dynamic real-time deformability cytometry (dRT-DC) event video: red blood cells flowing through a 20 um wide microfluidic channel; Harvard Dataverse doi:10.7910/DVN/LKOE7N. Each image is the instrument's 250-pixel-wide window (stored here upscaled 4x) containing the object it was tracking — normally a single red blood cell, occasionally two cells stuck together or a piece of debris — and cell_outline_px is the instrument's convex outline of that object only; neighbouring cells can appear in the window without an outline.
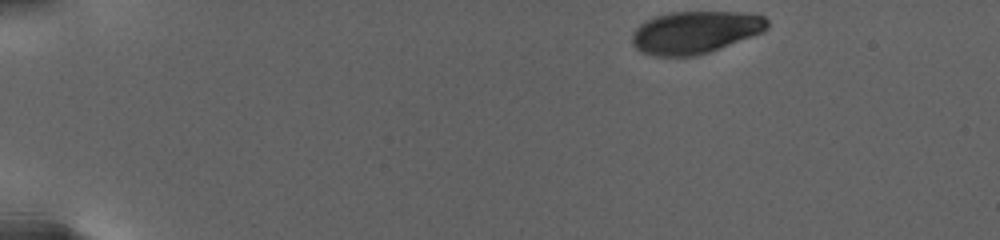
{"species": "human", "species_latin": "Homo sapiens", "temperature_condition": "warm", "stored_images_in_passage": 8, "camera_frame_rate_fps": 3000, "um_per_image_px": 0.085, "donor": {"sex": "female"}, "frame": {"image": 1, "passage_image": 1, "time_ms": 0.0, "image_size_px": [1000, 240], "cell_outline_px": [[768, 28], [764, 32], [720, 48], [696, 56], [656, 56], [644, 52], [636, 48], [632, 44], [632, 32], [644, 20], [668, 12], [756, 12], [764, 16], [768, 20]], "centroid_in_image_um": [59.12, 2.72], "position_along_channel_um": 25.9, "area_um2": 33.7}}
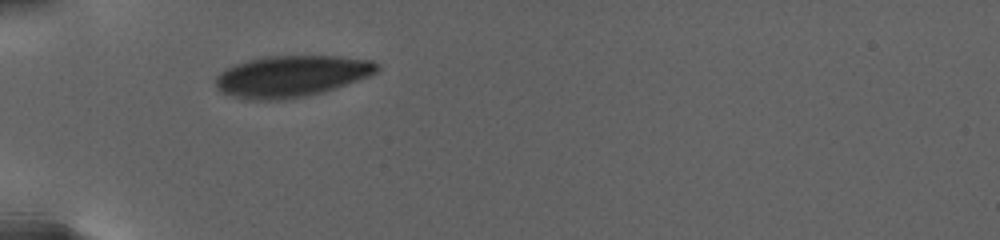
{"frame": {"image": 2, "passage_image": 6, "time_ms": 5.0, "image_size_px": [1000, 240], "cell_outline_px": [[380, 68], [376, 72], [368, 76], [336, 88], [324, 92], [308, 96], [280, 100], [244, 100], [220, 92], [216, 88], [216, 76], [224, 68], [232, 64], [264, 56], [340, 56], [372, 60], [380, 64]], "centroid_in_image_um": [24.74, 6.48], "position_along_channel_um": 60.3, "area_um2": 39.42}}
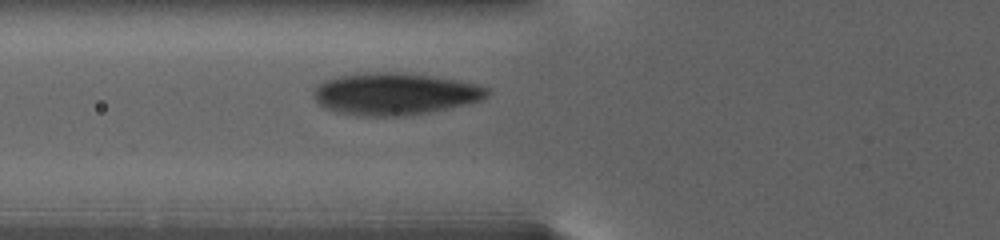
{"frame": {"image": 3, "passage_image": 8, "time_ms": 6.667, "image_size_px": [1000, 240], "cell_outline_px": [[492, 92], [488, 96], [480, 100], [464, 104], [428, 112], [400, 116], [356, 116], [336, 112], [324, 108], [312, 96], [312, 92], [316, 84], [324, 80], [336, 76], [368, 72], [392, 72], [432, 76], [456, 80], [476, 84], [488, 88]], "centroid_in_image_um": [33.49, 7.98], "position_along_channel_um": 92.3, "area_um2": 42.6}}